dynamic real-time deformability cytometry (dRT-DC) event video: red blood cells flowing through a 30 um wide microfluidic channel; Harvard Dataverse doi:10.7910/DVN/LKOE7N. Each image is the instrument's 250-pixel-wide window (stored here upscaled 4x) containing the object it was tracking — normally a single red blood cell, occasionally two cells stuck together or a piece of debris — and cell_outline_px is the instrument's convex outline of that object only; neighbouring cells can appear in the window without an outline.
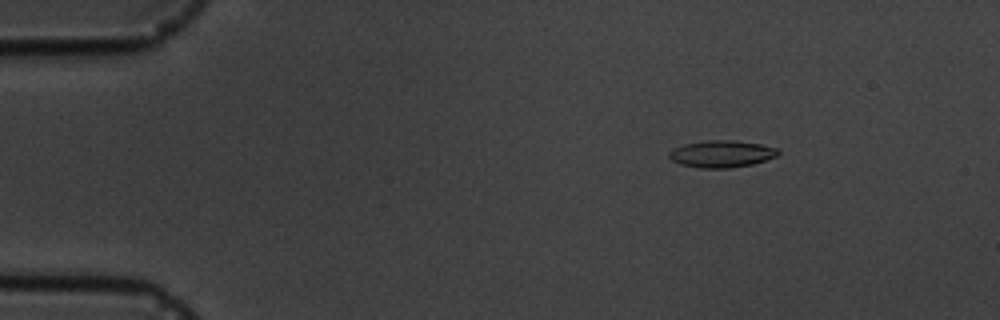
{"species": "common noctule bat (a hibernating species)", "species_latin": "Nyctalus noctula", "temperature_condition": "cold", "stored_images_in_passage": 16, "camera_frame_rate_fps": 3000, "um_per_image_px": 0.085, "animal": {"sex": "male", "body_mass_g": 19.5, "forearm_length_mm": 54.6}, "frame": {"image": 1, "passage_image": 3, "time_ms": 2.333, "image_size_px": [1000, 320], "cell_outline_px": [[780, 152], [776, 156], [752, 164], [728, 168], [700, 168], [680, 164], [672, 160], [668, 156], [668, 152], [684, 144], [708, 140], [736, 140], [760, 144], [776, 148]], "centroid_in_image_um": [61.32, 13.08], "position_along_channel_um": 23.7, "area_um2": 16.99}}
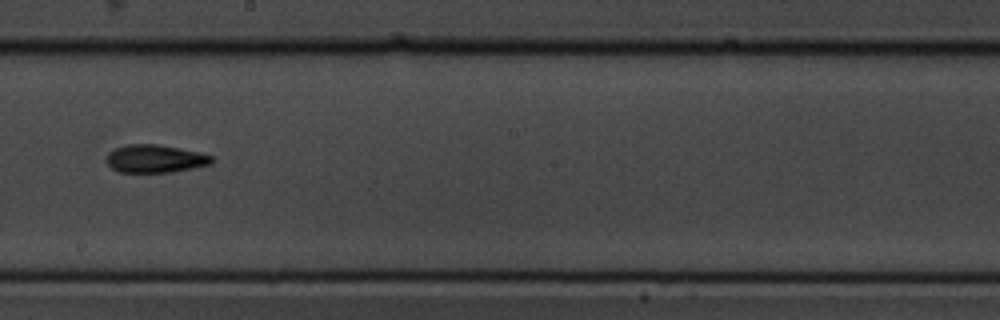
{"frame": {"image": 2, "passage_image": 9, "time_ms": 10.333, "image_size_px": [1000, 320], "cell_outline_px": [[212, 164], [172, 172], [120, 172], [112, 168], [108, 164], [108, 152], [116, 148], [128, 144], [156, 144], [196, 152], [212, 156]], "centroid_in_image_um": [13.17, 13.5], "position_along_channel_um": 235.0, "area_um2": 16.76}}
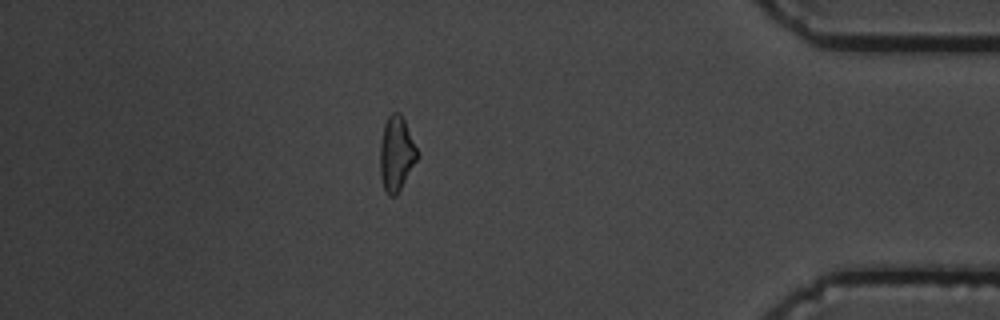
{"frame": {"image": 3, "passage_image": 14, "time_ms": 16.0, "image_size_px": [1000, 320], "cell_outline_px": [[420, 156], [396, 196], [388, 196], [384, 188], [380, 176], [380, 144], [384, 124], [388, 116], [392, 112], [400, 112], [404, 120]], "centroid_in_image_um": [33.69, 13.08], "position_along_channel_um": 401.5, "area_um2": 16.24}, "authors_computed_cell_mechanics": {"area_um2": 16.6753, "velocity_mm_per_s": 3.5966, "shape_relaxation_time_tau1_ms": 3.6176, "shape_relaxation_time_tau2_ms": 5.1662, "deformation_change_tau1": 0.1191, "deformation_change_tau2": 0.1186}}